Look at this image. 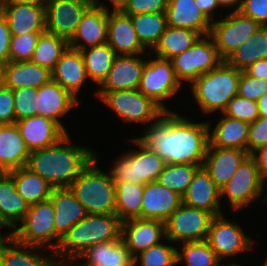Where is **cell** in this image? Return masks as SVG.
Returning <instances> with one entry per match:
<instances>
[{
    "instance_id": "cell-37",
    "label": "cell",
    "mask_w": 267,
    "mask_h": 266,
    "mask_svg": "<svg viewBox=\"0 0 267 266\" xmlns=\"http://www.w3.org/2000/svg\"><path fill=\"white\" fill-rule=\"evenodd\" d=\"M267 58V26H261L225 60L231 66L244 71L251 64Z\"/></svg>"
},
{
    "instance_id": "cell-26",
    "label": "cell",
    "mask_w": 267,
    "mask_h": 266,
    "mask_svg": "<svg viewBox=\"0 0 267 266\" xmlns=\"http://www.w3.org/2000/svg\"><path fill=\"white\" fill-rule=\"evenodd\" d=\"M12 35L46 31L45 4H1Z\"/></svg>"
},
{
    "instance_id": "cell-48",
    "label": "cell",
    "mask_w": 267,
    "mask_h": 266,
    "mask_svg": "<svg viewBox=\"0 0 267 266\" xmlns=\"http://www.w3.org/2000/svg\"><path fill=\"white\" fill-rule=\"evenodd\" d=\"M267 93V81L261 78H254L245 71H241L238 82V95L253 101H257Z\"/></svg>"
},
{
    "instance_id": "cell-35",
    "label": "cell",
    "mask_w": 267,
    "mask_h": 266,
    "mask_svg": "<svg viewBox=\"0 0 267 266\" xmlns=\"http://www.w3.org/2000/svg\"><path fill=\"white\" fill-rule=\"evenodd\" d=\"M202 35L196 31L167 26L155 47L146 55L169 60L189 49ZM152 52V53H151Z\"/></svg>"
},
{
    "instance_id": "cell-25",
    "label": "cell",
    "mask_w": 267,
    "mask_h": 266,
    "mask_svg": "<svg viewBox=\"0 0 267 266\" xmlns=\"http://www.w3.org/2000/svg\"><path fill=\"white\" fill-rule=\"evenodd\" d=\"M42 249L44 250L43 247L21 244L14 238L2 239L0 266H61L53 251L43 255L40 251Z\"/></svg>"
},
{
    "instance_id": "cell-41",
    "label": "cell",
    "mask_w": 267,
    "mask_h": 266,
    "mask_svg": "<svg viewBox=\"0 0 267 266\" xmlns=\"http://www.w3.org/2000/svg\"><path fill=\"white\" fill-rule=\"evenodd\" d=\"M68 47L69 42L66 39L44 31L38 38L30 61L52 72Z\"/></svg>"
},
{
    "instance_id": "cell-8",
    "label": "cell",
    "mask_w": 267,
    "mask_h": 266,
    "mask_svg": "<svg viewBox=\"0 0 267 266\" xmlns=\"http://www.w3.org/2000/svg\"><path fill=\"white\" fill-rule=\"evenodd\" d=\"M13 238L24 245L56 251L61 238L55 232L54 208L50 199L29 205L24 219L13 231Z\"/></svg>"
},
{
    "instance_id": "cell-60",
    "label": "cell",
    "mask_w": 267,
    "mask_h": 266,
    "mask_svg": "<svg viewBox=\"0 0 267 266\" xmlns=\"http://www.w3.org/2000/svg\"><path fill=\"white\" fill-rule=\"evenodd\" d=\"M112 5L111 10H122L131 0H108Z\"/></svg>"
},
{
    "instance_id": "cell-44",
    "label": "cell",
    "mask_w": 267,
    "mask_h": 266,
    "mask_svg": "<svg viewBox=\"0 0 267 266\" xmlns=\"http://www.w3.org/2000/svg\"><path fill=\"white\" fill-rule=\"evenodd\" d=\"M170 244L174 245L170 240L165 239L140 252L134 257V266H176L178 248Z\"/></svg>"
},
{
    "instance_id": "cell-53",
    "label": "cell",
    "mask_w": 267,
    "mask_h": 266,
    "mask_svg": "<svg viewBox=\"0 0 267 266\" xmlns=\"http://www.w3.org/2000/svg\"><path fill=\"white\" fill-rule=\"evenodd\" d=\"M11 37L6 17L0 11V60L4 63L9 62Z\"/></svg>"
},
{
    "instance_id": "cell-7",
    "label": "cell",
    "mask_w": 267,
    "mask_h": 266,
    "mask_svg": "<svg viewBox=\"0 0 267 266\" xmlns=\"http://www.w3.org/2000/svg\"><path fill=\"white\" fill-rule=\"evenodd\" d=\"M266 191L267 182L261 177L255 159L249 155L220 189V199L226 197L231 209L239 212L255 201L257 202L258 199H261L259 203L267 204ZM264 192L265 195H263Z\"/></svg>"
},
{
    "instance_id": "cell-33",
    "label": "cell",
    "mask_w": 267,
    "mask_h": 266,
    "mask_svg": "<svg viewBox=\"0 0 267 266\" xmlns=\"http://www.w3.org/2000/svg\"><path fill=\"white\" fill-rule=\"evenodd\" d=\"M52 79L51 71L31 61L4 64L2 84L13 90L24 87L40 88Z\"/></svg>"
},
{
    "instance_id": "cell-14",
    "label": "cell",
    "mask_w": 267,
    "mask_h": 266,
    "mask_svg": "<svg viewBox=\"0 0 267 266\" xmlns=\"http://www.w3.org/2000/svg\"><path fill=\"white\" fill-rule=\"evenodd\" d=\"M205 241L221 261L252 250L255 242L239 223L227 220L224 214L214 216Z\"/></svg>"
},
{
    "instance_id": "cell-18",
    "label": "cell",
    "mask_w": 267,
    "mask_h": 266,
    "mask_svg": "<svg viewBox=\"0 0 267 266\" xmlns=\"http://www.w3.org/2000/svg\"><path fill=\"white\" fill-rule=\"evenodd\" d=\"M140 55H117L106 79L96 92H113L137 89L147 59ZM140 57V58H139Z\"/></svg>"
},
{
    "instance_id": "cell-45",
    "label": "cell",
    "mask_w": 267,
    "mask_h": 266,
    "mask_svg": "<svg viewBox=\"0 0 267 266\" xmlns=\"http://www.w3.org/2000/svg\"><path fill=\"white\" fill-rule=\"evenodd\" d=\"M41 33L12 35L10 41L9 61H30Z\"/></svg>"
},
{
    "instance_id": "cell-23",
    "label": "cell",
    "mask_w": 267,
    "mask_h": 266,
    "mask_svg": "<svg viewBox=\"0 0 267 266\" xmlns=\"http://www.w3.org/2000/svg\"><path fill=\"white\" fill-rule=\"evenodd\" d=\"M16 125L29 151L52 146L68 133L52 118L39 115L18 120Z\"/></svg>"
},
{
    "instance_id": "cell-4",
    "label": "cell",
    "mask_w": 267,
    "mask_h": 266,
    "mask_svg": "<svg viewBox=\"0 0 267 266\" xmlns=\"http://www.w3.org/2000/svg\"><path fill=\"white\" fill-rule=\"evenodd\" d=\"M241 70L223 60L216 68L202 74L189 87L203 115L220 114L238 94ZM219 110V111H218Z\"/></svg>"
},
{
    "instance_id": "cell-55",
    "label": "cell",
    "mask_w": 267,
    "mask_h": 266,
    "mask_svg": "<svg viewBox=\"0 0 267 266\" xmlns=\"http://www.w3.org/2000/svg\"><path fill=\"white\" fill-rule=\"evenodd\" d=\"M251 156L257 163L261 177L267 182V145L258 148Z\"/></svg>"
},
{
    "instance_id": "cell-43",
    "label": "cell",
    "mask_w": 267,
    "mask_h": 266,
    "mask_svg": "<svg viewBox=\"0 0 267 266\" xmlns=\"http://www.w3.org/2000/svg\"><path fill=\"white\" fill-rule=\"evenodd\" d=\"M200 167V165L194 164H169L167 163L163 171L160 173L158 177V182L178 193L180 196H183L188 186L190 185L192 178L196 172V170Z\"/></svg>"
},
{
    "instance_id": "cell-10",
    "label": "cell",
    "mask_w": 267,
    "mask_h": 266,
    "mask_svg": "<svg viewBox=\"0 0 267 266\" xmlns=\"http://www.w3.org/2000/svg\"><path fill=\"white\" fill-rule=\"evenodd\" d=\"M177 79L191 84L202 74L216 68L223 59L220 57L210 35L201 36L189 49L169 59Z\"/></svg>"
},
{
    "instance_id": "cell-1",
    "label": "cell",
    "mask_w": 267,
    "mask_h": 266,
    "mask_svg": "<svg viewBox=\"0 0 267 266\" xmlns=\"http://www.w3.org/2000/svg\"><path fill=\"white\" fill-rule=\"evenodd\" d=\"M145 127L136 138L166 164L203 165L209 145L207 120L195 122L186 115L166 111Z\"/></svg>"
},
{
    "instance_id": "cell-20",
    "label": "cell",
    "mask_w": 267,
    "mask_h": 266,
    "mask_svg": "<svg viewBox=\"0 0 267 266\" xmlns=\"http://www.w3.org/2000/svg\"><path fill=\"white\" fill-rule=\"evenodd\" d=\"M220 201L222 202L220 189L204 167L200 166L196 170L186 193L182 196V203L217 216L223 214Z\"/></svg>"
},
{
    "instance_id": "cell-64",
    "label": "cell",
    "mask_w": 267,
    "mask_h": 266,
    "mask_svg": "<svg viewBox=\"0 0 267 266\" xmlns=\"http://www.w3.org/2000/svg\"><path fill=\"white\" fill-rule=\"evenodd\" d=\"M263 266H267V259H266V261L264 262Z\"/></svg>"
},
{
    "instance_id": "cell-21",
    "label": "cell",
    "mask_w": 267,
    "mask_h": 266,
    "mask_svg": "<svg viewBox=\"0 0 267 266\" xmlns=\"http://www.w3.org/2000/svg\"><path fill=\"white\" fill-rule=\"evenodd\" d=\"M107 43L117 55H137L147 52L138 40L131 16L121 10H109Z\"/></svg>"
},
{
    "instance_id": "cell-58",
    "label": "cell",
    "mask_w": 267,
    "mask_h": 266,
    "mask_svg": "<svg viewBox=\"0 0 267 266\" xmlns=\"http://www.w3.org/2000/svg\"><path fill=\"white\" fill-rule=\"evenodd\" d=\"M220 6L223 8H235L233 9V11H239L241 4H242V0H218Z\"/></svg>"
},
{
    "instance_id": "cell-38",
    "label": "cell",
    "mask_w": 267,
    "mask_h": 266,
    "mask_svg": "<svg viewBox=\"0 0 267 266\" xmlns=\"http://www.w3.org/2000/svg\"><path fill=\"white\" fill-rule=\"evenodd\" d=\"M89 77L96 86L106 79L117 54L108 43L80 50ZM98 84V85H97Z\"/></svg>"
},
{
    "instance_id": "cell-17",
    "label": "cell",
    "mask_w": 267,
    "mask_h": 266,
    "mask_svg": "<svg viewBox=\"0 0 267 266\" xmlns=\"http://www.w3.org/2000/svg\"><path fill=\"white\" fill-rule=\"evenodd\" d=\"M121 238L133 257L166 239L165 223L134 218L122 222Z\"/></svg>"
},
{
    "instance_id": "cell-49",
    "label": "cell",
    "mask_w": 267,
    "mask_h": 266,
    "mask_svg": "<svg viewBox=\"0 0 267 266\" xmlns=\"http://www.w3.org/2000/svg\"><path fill=\"white\" fill-rule=\"evenodd\" d=\"M267 145V118L258 117L249 124L247 152L251 155L258 148Z\"/></svg>"
},
{
    "instance_id": "cell-24",
    "label": "cell",
    "mask_w": 267,
    "mask_h": 266,
    "mask_svg": "<svg viewBox=\"0 0 267 266\" xmlns=\"http://www.w3.org/2000/svg\"><path fill=\"white\" fill-rule=\"evenodd\" d=\"M182 204V196L162 186L158 181L144 185L141 219L166 222Z\"/></svg>"
},
{
    "instance_id": "cell-15",
    "label": "cell",
    "mask_w": 267,
    "mask_h": 266,
    "mask_svg": "<svg viewBox=\"0 0 267 266\" xmlns=\"http://www.w3.org/2000/svg\"><path fill=\"white\" fill-rule=\"evenodd\" d=\"M96 0H47L46 31L68 42L73 38L85 11Z\"/></svg>"
},
{
    "instance_id": "cell-2",
    "label": "cell",
    "mask_w": 267,
    "mask_h": 266,
    "mask_svg": "<svg viewBox=\"0 0 267 266\" xmlns=\"http://www.w3.org/2000/svg\"><path fill=\"white\" fill-rule=\"evenodd\" d=\"M71 141L67 133L52 146L30 151L26 168L53 188H68L96 157L93 149L75 145Z\"/></svg>"
},
{
    "instance_id": "cell-50",
    "label": "cell",
    "mask_w": 267,
    "mask_h": 266,
    "mask_svg": "<svg viewBox=\"0 0 267 266\" xmlns=\"http://www.w3.org/2000/svg\"><path fill=\"white\" fill-rule=\"evenodd\" d=\"M169 0H131L121 10L126 15L165 12Z\"/></svg>"
},
{
    "instance_id": "cell-40",
    "label": "cell",
    "mask_w": 267,
    "mask_h": 266,
    "mask_svg": "<svg viewBox=\"0 0 267 266\" xmlns=\"http://www.w3.org/2000/svg\"><path fill=\"white\" fill-rule=\"evenodd\" d=\"M132 23L141 45L149 52L155 47L167 27L166 13L131 15Z\"/></svg>"
},
{
    "instance_id": "cell-29",
    "label": "cell",
    "mask_w": 267,
    "mask_h": 266,
    "mask_svg": "<svg viewBox=\"0 0 267 266\" xmlns=\"http://www.w3.org/2000/svg\"><path fill=\"white\" fill-rule=\"evenodd\" d=\"M49 199L54 208L55 232L62 239L70 228L87 216V212L69 188H53Z\"/></svg>"
},
{
    "instance_id": "cell-34",
    "label": "cell",
    "mask_w": 267,
    "mask_h": 266,
    "mask_svg": "<svg viewBox=\"0 0 267 266\" xmlns=\"http://www.w3.org/2000/svg\"><path fill=\"white\" fill-rule=\"evenodd\" d=\"M29 204L16 191L13 178L7 172H0V215L12 231L24 219Z\"/></svg>"
},
{
    "instance_id": "cell-39",
    "label": "cell",
    "mask_w": 267,
    "mask_h": 266,
    "mask_svg": "<svg viewBox=\"0 0 267 266\" xmlns=\"http://www.w3.org/2000/svg\"><path fill=\"white\" fill-rule=\"evenodd\" d=\"M116 189V214L126 221L141 218L143 184L132 182H114Z\"/></svg>"
},
{
    "instance_id": "cell-42",
    "label": "cell",
    "mask_w": 267,
    "mask_h": 266,
    "mask_svg": "<svg viewBox=\"0 0 267 266\" xmlns=\"http://www.w3.org/2000/svg\"><path fill=\"white\" fill-rule=\"evenodd\" d=\"M177 249V264L186 266H217L221 260L214 250L204 241L182 242Z\"/></svg>"
},
{
    "instance_id": "cell-19",
    "label": "cell",
    "mask_w": 267,
    "mask_h": 266,
    "mask_svg": "<svg viewBox=\"0 0 267 266\" xmlns=\"http://www.w3.org/2000/svg\"><path fill=\"white\" fill-rule=\"evenodd\" d=\"M80 101L52 79L37 89V115L52 118L66 132L60 118L66 116Z\"/></svg>"
},
{
    "instance_id": "cell-31",
    "label": "cell",
    "mask_w": 267,
    "mask_h": 266,
    "mask_svg": "<svg viewBox=\"0 0 267 266\" xmlns=\"http://www.w3.org/2000/svg\"><path fill=\"white\" fill-rule=\"evenodd\" d=\"M29 153L16 123L0 125V172L26 167Z\"/></svg>"
},
{
    "instance_id": "cell-13",
    "label": "cell",
    "mask_w": 267,
    "mask_h": 266,
    "mask_svg": "<svg viewBox=\"0 0 267 266\" xmlns=\"http://www.w3.org/2000/svg\"><path fill=\"white\" fill-rule=\"evenodd\" d=\"M213 218L210 212L182 203L165 222L166 239L174 244L204 241Z\"/></svg>"
},
{
    "instance_id": "cell-27",
    "label": "cell",
    "mask_w": 267,
    "mask_h": 266,
    "mask_svg": "<svg viewBox=\"0 0 267 266\" xmlns=\"http://www.w3.org/2000/svg\"><path fill=\"white\" fill-rule=\"evenodd\" d=\"M249 155L245 150L208 145L202 166L209 173L217 187L221 189Z\"/></svg>"
},
{
    "instance_id": "cell-47",
    "label": "cell",
    "mask_w": 267,
    "mask_h": 266,
    "mask_svg": "<svg viewBox=\"0 0 267 266\" xmlns=\"http://www.w3.org/2000/svg\"><path fill=\"white\" fill-rule=\"evenodd\" d=\"M16 121L37 115V89L24 87L13 90Z\"/></svg>"
},
{
    "instance_id": "cell-46",
    "label": "cell",
    "mask_w": 267,
    "mask_h": 266,
    "mask_svg": "<svg viewBox=\"0 0 267 266\" xmlns=\"http://www.w3.org/2000/svg\"><path fill=\"white\" fill-rule=\"evenodd\" d=\"M222 113L250 124L259 117L258 103L237 94L229 100L227 107Z\"/></svg>"
},
{
    "instance_id": "cell-62",
    "label": "cell",
    "mask_w": 267,
    "mask_h": 266,
    "mask_svg": "<svg viewBox=\"0 0 267 266\" xmlns=\"http://www.w3.org/2000/svg\"><path fill=\"white\" fill-rule=\"evenodd\" d=\"M4 64L5 63L0 60V84H2L3 81Z\"/></svg>"
},
{
    "instance_id": "cell-57",
    "label": "cell",
    "mask_w": 267,
    "mask_h": 266,
    "mask_svg": "<svg viewBox=\"0 0 267 266\" xmlns=\"http://www.w3.org/2000/svg\"><path fill=\"white\" fill-rule=\"evenodd\" d=\"M259 117L267 118V93L261 96L258 100Z\"/></svg>"
},
{
    "instance_id": "cell-5",
    "label": "cell",
    "mask_w": 267,
    "mask_h": 266,
    "mask_svg": "<svg viewBox=\"0 0 267 266\" xmlns=\"http://www.w3.org/2000/svg\"><path fill=\"white\" fill-rule=\"evenodd\" d=\"M98 153L68 187L87 214H116V189L109 172L99 168Z\"/></svg>"
},
{
    "instance_id": "cell-32",
    "label": "cell",
    "mask_w": 267,
    "mask_h": 266,
    "mask_svg": "<svg viewBox=\"0 0 267 266\" xmlns=\"http://www.w3.org/2000/svg\"><path fill=\"white\" fill-rule=\"evenodd\" d=\"M221 115V119H219L213 127H211L213 122L207 121L209 128V145L247 151L249 123L231 118L223 113Z\"/></svg>"
},
{
    "instance_id": "cell-63",
    "label": "cell",
    "mask_w": 267,
    "mask_h": 266,
    "mask_svg": "<svg viewBox=\"0 0 267 266\" xmlns=\"http://www.w3.org/2000/svg\"><path fill=\"white\" fill-rule=\"evenodd\" d=\"M223 261H221L217 266H242L237 263H230V264H222Z\"/></svg>"
},
{
    "instance_id": "cell-59",
    "label": "cell",
    "mask_w": 267,
    "mask_h": 266,
    "mask_svg": "<svg viewBox=\"0 0 267 266\" xmlns=\"http://www.w3.org/2000/svg\"><path fill=\"white\" fill-rule=\"evenodd\" d=\"M47 0H1V4H45Z\"/></svg>"
},
{
    "instance_id": "cell-22",
    "label": "cell",
    "mask_w": 267,
    "mask_h": 266,
    "mask_svg": "<svg viewBox=\"0 0 267 266\" xmlns=\"http://www.w3.org/2000/svg\"><path fill=\"white\" fill-rule=\"evenodd\" d=\"M67 266H134V257L120 237L89 247Z\"/></svg>"
},
{
    "instance_id": "cell-36",
    "label": "cell",
    "mask_w": 267,
    "mask_h": 266,
    "mask_svg": "<svg viewBox=\"0 0 267 266\" xmlns=\"http://www.w3.org/2000/svg\"><path fill=\"white\" fill-rule=\"evenodd\" d=\"M12 178L16 186V191L29 204L50 198L53 187L39 175L31 172L28 168L22 167L7 172Z\"/></svg>"
},
{
    "instance_id": "cell-6",
    "label": "cell",
    "mask_w": 267,
    "mask_h": 266,
    "mask_svg": "<svg viewBox=\"0 0 267 266\" xmlns=\"http://www.w3.org/2000/svg\"><path fill=\"white\" fill-rule=\"evenodd\" d=\"M137 145L136 149L126 151L116 158L113 166L108 171L113 182H132L135 184H147L157 181L163 171L166 162L156 152L147 148L135 136L127 139Z\"/></svg>"
},
{
    "instance_id": "cell-56",
    "label": "cell",
    "mask_w": 267,
    "mask_h": 266,
    "mask_svg": "<svg viewBox=\"0 0 267 266\" xmlns=\"http://www.w3.org/2000/svg\"><path fill=\"white\" fill-rule=\"evenodd\" d=\"M248 75L254 78H261L267 81V58L261 59L244 70Z\"/></svg>"
},
{
    "instance_id": "cell-30",
    "label": "cell",
    "mask_w": 267,
    "mask_h": 266,
    "mask_svg": "<svg viewBox=\"0 0 267 266\" xmlns=\"http://www.w3.org/2000/svg\"><path fill=\"white\" fill-rule=\"evenodd\" d=\"M167 26L209 35L212 22L196 6L195 0H169L165 10Z\"/></svg>"
},
{
    "instance_id": "cell-54",
    "label": "cell",
    "mask_w": 267,
    "mask_h": 266,
    "mask_svg": "<svg viewBox=\"0 0 267 266\" xmlns=\"http://www.w3.org/2000/svg\"><path fill=\"white\" fill-rule=\"evenodd\" d=\"M195 4L211 22L216 20V11L221 8L218 0H195Z\"/></svg>"
},
{
    "instance_id": "cell-16",
    "label": "cell",
    "mask_w": 267,
    "mask_h": 266,
    "mask_svg": "<svg viewBox=\"0 0 267 266\" xmlns=\"http://www.w3.org/2000/svg\"><path fill=\"white\" fill-rule=\"evenodd\" d=\"M101 1V2H100ZM96 0L83 14L69 47L83 50L107 43L109 7Z\"/></svg>"
},
{
    "instance_id": "cell-12",
    "label": "cell",
    "mask_w": 267,
    "mask_h": 266,
    "mask_svg": "<svg viewBox=\"0 0 267 266\" xmlns=\"http://www.w3.org/2000/svg\"><path fill=\"white\" fill-rule=\"evenodd\" d=\"M261 25L240 11L231 10L211 24L210 36L220 57L226 60L233 51L257 32Z\"/></svg>"
},
{
    "instance_id": "cell-3",
    "label": "cell",
    "mask_w": 267,
    "mask_h": 266,
    "mask_svg": "<svg viewBox=\"0 0 267 266\" xmlns=\"http://www.w3.org/2000/svg\"><path fill=\"white\" fill-rule=\"evenodd\" d=\"M122 221L117 214H87L63 236L54 252L58 263L67 266L86 249L121 237Z\"/></svg>"
},
{
    "instance_id": "cell-51",
    "label": "cell",
    "mask_w": 267,
    "mask_h": 266,
    "mask_svg": "<svg viewBox=\"0 0 267 266\" xmlns=\"http://www.w3.org/2000/svg\"><path fill=\"white\" fill-rule=\"evenodd\" d=\"M16 123L13 89L0 84V124Z\"/></svg>"
},
{
    "instance_id": "cell-61",
    "label": "cell",
    "mask_w": 267,
    "mask_h": 266,
    "mask_svg": "<svg viewBox=\"0 0 267 266\" xmlns=\"http://www.w3.org/2000/svg\"><path fill=\"white\" fill-rule=\"evenodd\" d=\"M9 228V226L6 224V222L3 220V218L1 217V215H0V228ZM2 231H1V229H0V238L1 239H10V238H13V231H10L9 232V234H7V235H2V233H1Z\"/></svg>"
},
{
    "instance_id": "cell-9",
    "label": "cell",
    "mask_w": 267,
    "mask_h": 266,
    "mask_svg": "<svg viewBox=\"0 0 267 266\" xmlns=\"http://www.w3.org/2000/svg\"><path fill=\"white\" fill-rule=\"evenodd\" d=\"M96 98L106 104L125 123H149L156 121L166 112L153 99L138 89L113 92H95Z\"/></svg>"
},
{
    "instance_id": "cell-52",
    "label": "cell",
    "mask_w": 267,
    "mask_h": 266,
    "mask_svg": "<svg viewBox=\"0 0 267 266\" xmlns=\"http://www.w3.org/2000/svg\"><path fill=\"white\" fill-rule=\"evenodd\" d=\"M239 11L261 26H267V0H242Z\"/></svg>"
},
{
    "instance_id": "cell-28",
    "label": "cell",
    "mask_w": 267,
    "mask_h": 266,
    "mask_svg": "<svg viewBox=\"0 0 267 266\" xmlns=\"http://www.w3.org/2000/svg\"><path fill=\"white\" fill-rule=\"evenodd\" d=\"M51 74L53 81L60 84L80 101L78 94L82 92L80 90L85 81L89 80L80 50L68 47Z\"/></svg>"
},
{
    "instance_id": "cell-11",
    "label": "cell",
    "mask_w": 267,
    "mask_h": 266,
    "mask_svg": "<svg viewBox=\"0 0 267 266\" xmlns=\"http://www.w3.org/2000/svg\"><path fill=\"white\" fill-rule=\"evenodd\" d=\"M181 87L182 84L177 79L171 62L154 56L146 61L137 89L153 99L165 111H171L164 102L179 93Z\"/></svg>"
}]
</instances>
